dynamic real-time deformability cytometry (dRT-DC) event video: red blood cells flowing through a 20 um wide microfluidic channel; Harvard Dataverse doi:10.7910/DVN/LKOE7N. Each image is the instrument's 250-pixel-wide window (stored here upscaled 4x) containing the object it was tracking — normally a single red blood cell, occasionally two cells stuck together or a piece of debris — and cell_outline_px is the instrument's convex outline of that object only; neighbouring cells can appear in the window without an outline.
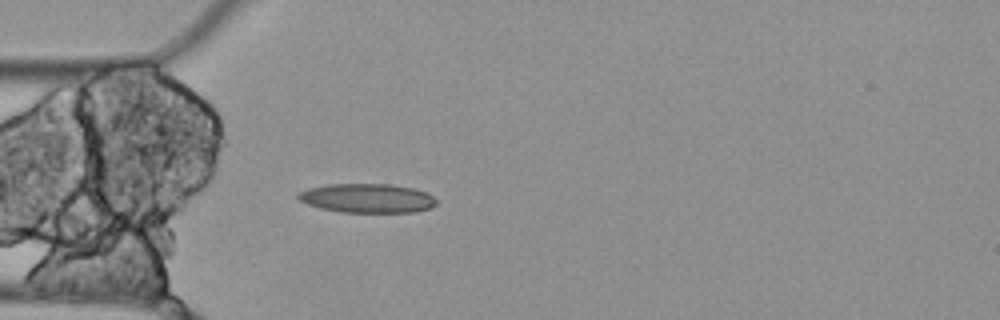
{"species": "Egyptian fruit bat (a non-hibernating species)", "species_latin": "Rousettus aegyptiacus", "temperature_condition": "cold", "stored_images_in_passage": 3, "camera_frame_rate_fps": 3000, "um_per_image_px": 0.085, "animal": {"sex": "female"}, "frame": {"image": 1, "passage_image": 3, "time_ms": 0.667, "image_size_px": [1000, 320], "cell_outline_px": [[436, 204], [428, 208], [412, 212], [340, 212], [320, 208], [308, 204], [300, 200], [296, 196], [296, 192], [308, 188], [328, 184], [388, 184], [412, 188], [424, 192], [432, 196], [436, 200]], "centroid_in_image_um": [31.15, 16.84], "position_along_channel_um": 53.9, "area_um2": 23.29}}